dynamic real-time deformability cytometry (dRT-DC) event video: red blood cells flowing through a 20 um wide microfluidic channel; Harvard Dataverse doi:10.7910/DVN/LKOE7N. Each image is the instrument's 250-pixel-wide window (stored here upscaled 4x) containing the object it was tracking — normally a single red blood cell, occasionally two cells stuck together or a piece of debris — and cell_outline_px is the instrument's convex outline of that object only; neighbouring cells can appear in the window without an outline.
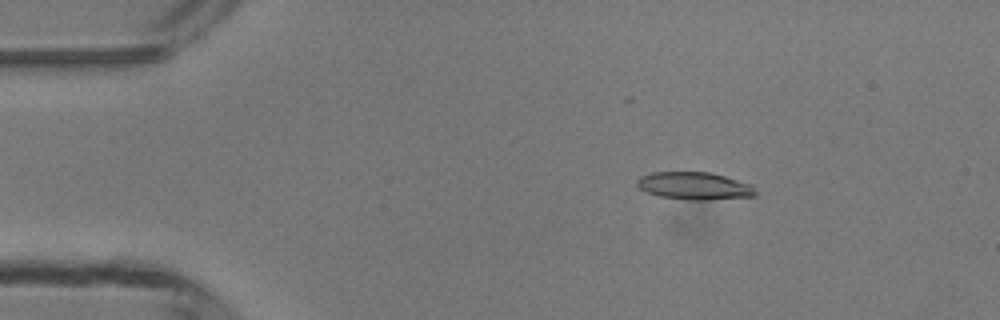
{"species": "common noctule bat (a hibernating species)", "species_latin": "Nyctalus noctula", "temperature_condition": "room temperature", "stored_images_in_passage": 5, "camera_frame_rate_fps": 3000, "um_per_image_px": 0.085, "animal": {"sex": "male", "body_mass_g": 13.3}, "frame": {"image": 1, "passage_image": 2, "time_ms": 1.0, "image_size_px": [1000, 320], "cell_outline_px": [[756, 196], [708, 200], [688, 200], [660, 196], [648, 192], [640, 188], [636, 184], [636, 180], [640, 176], [652, 172], [712, 172], [752, 184], [756, 192]], "centroid_in_image_um": [59.05, 15.79], "position_along_channel_um": 26.0, "area_um2": 19.13}}
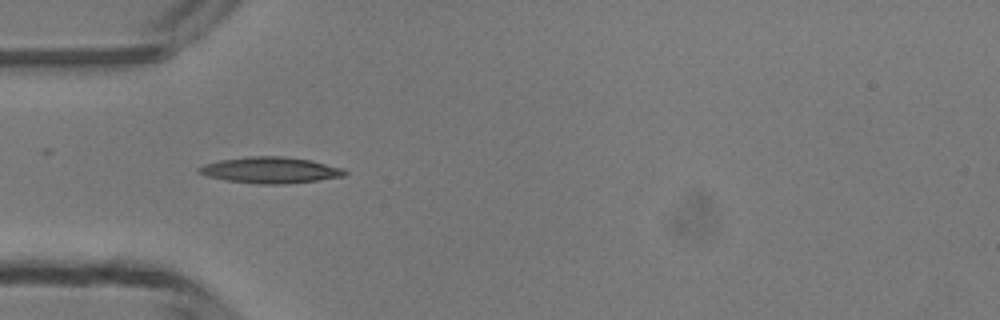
{"frame": {"image": 2, "passage_image": 4, "time_ms": 3.333, "image_size_px": [1000, 320], "cell_outline_px": [[348, 172], [344, 176], [288, 184], [256, 184], [224, 180], [208, 176], [196, 172], [196, 168], [204, 164], [220, 160], [248, 156], [284, 156], [312, 160], [344, 168]], "centroid_in_image_um": [22.97, 14.46], "position_along_channel_um": 62.0, "area_um2": 22.48}}
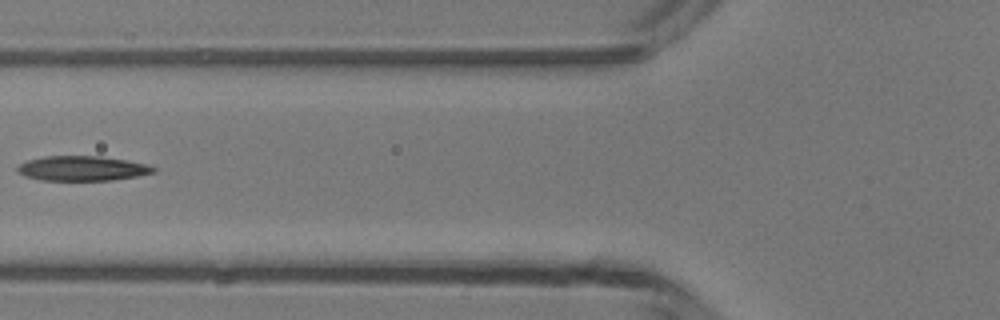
{"frame": {"image": 3, "passage_image": 5, "time_ms": 4.667, "image_size_px": [1000, 320], "cell_outline_px": [[156, 172], [136, 176], [112, 180], [40, 180], [24, 176], [16, 172], [16, 168], [20, 164], [28, 160], [44, 156], [100, 156], [128, 160], [148, 164], [156, 168]], "centroid_in_image_um": [6.99, 14.31], "position_along_channel_um": 118.8, "area_um2": 19.77}}